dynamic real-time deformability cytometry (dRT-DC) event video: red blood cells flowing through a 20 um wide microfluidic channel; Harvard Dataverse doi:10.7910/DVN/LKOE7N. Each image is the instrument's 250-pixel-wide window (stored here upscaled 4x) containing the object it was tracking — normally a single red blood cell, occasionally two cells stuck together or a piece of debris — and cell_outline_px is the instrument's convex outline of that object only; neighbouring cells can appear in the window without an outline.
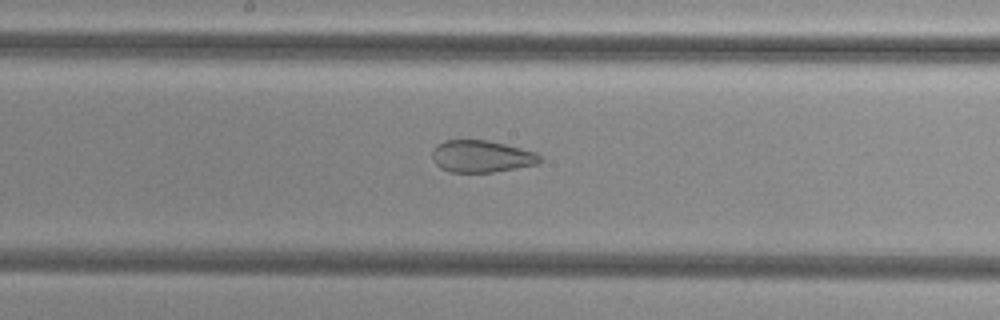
{"species": "common noctule bat (a hibernating species)", "species_latin": "Nyctalus noctula", "temperature_condition": "cold", "stored_images_in_passage": 48, "camera_frame_rate_fps": 3000, "um_per_image_px": 0.085, "animal": {"sex": "female", "body_mass_g": 29.2, "forearm_length_mm": 56.3}, "frame": {"image": 1, "passage_image": 23, "time_ms": 7.333, "image_size_px": [1000, 320], "cell_outline_px": [[540, 160], [536, 164], [516, 168], [492, 172], [448, 172], [440, 168], [436, 164], [432, 156], [432, 152], [436, 144], [444, 140], [488, 140], [536, 152], [540, 156]], "centroid_in_image_um": [40.88, 13.29], "position_along_channel_um": 207.3, "area_um2": 20.0}}
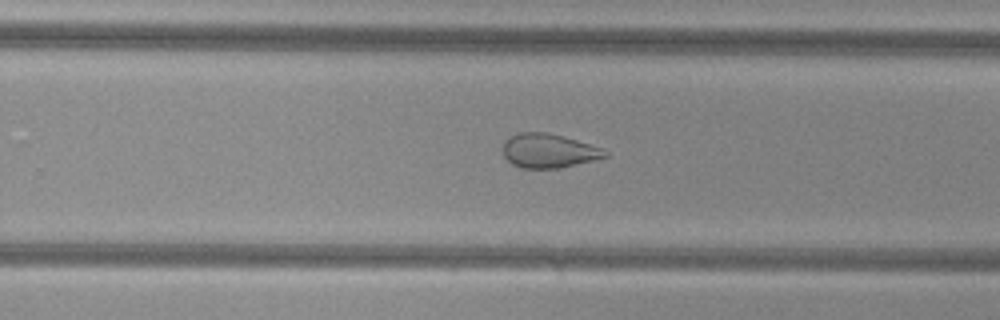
{"frame": {"image": 2, "passage_image": 29, "time_ms": 9.333, "image_size_px": [1000, 320], "cell_outline_px": [[608, 156], [560, 168], [520, 168], [512, 164], [504, 156], [504, 140], [508, 136], [520, 132], [548, 132], [604, 148], [608, 152]], "centroid_in_image_um": [46.62, 12.81], "position_along_channel_um": 283.2, "area_um2": 20.29}}
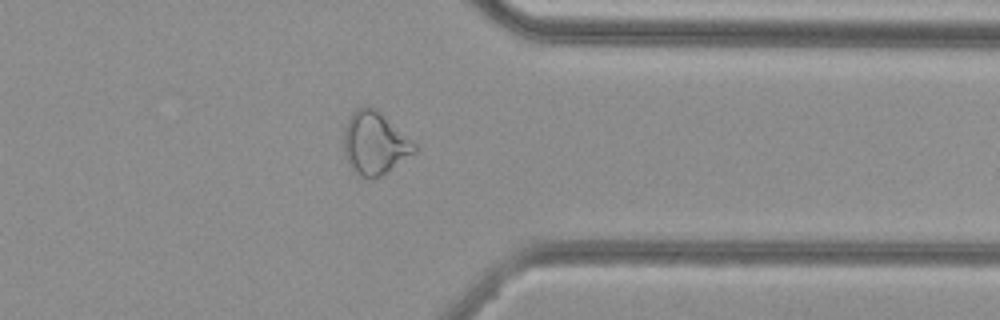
{"frame": {"image": 3, "passage_image": 37, "time_ms": 12.0, "image_size_px": [1000, 320], "cell_outline_px": [[416, 152], [380, 176], [356, 176], [348, 164], [344, 156], [344, 128], [352, 112], [356, 108], [364, 104], [376, 108], [416, 144]], "centroid_in_image_um": [31.82, 12.14], "position_along_channel_um": 379.6, "area_um2": 25.78}, "authors_computed_cell_mechanics": {"area_um2": 26.5302, "velocity_mm_per_s": 3.8086, "shape_relaxation_time_tau1_ms": null, "shape_relaxation_time_tau2_ms": 2.0624, "deformation_change_tau1": null, "deformation_change_tau2": 0.0905}}